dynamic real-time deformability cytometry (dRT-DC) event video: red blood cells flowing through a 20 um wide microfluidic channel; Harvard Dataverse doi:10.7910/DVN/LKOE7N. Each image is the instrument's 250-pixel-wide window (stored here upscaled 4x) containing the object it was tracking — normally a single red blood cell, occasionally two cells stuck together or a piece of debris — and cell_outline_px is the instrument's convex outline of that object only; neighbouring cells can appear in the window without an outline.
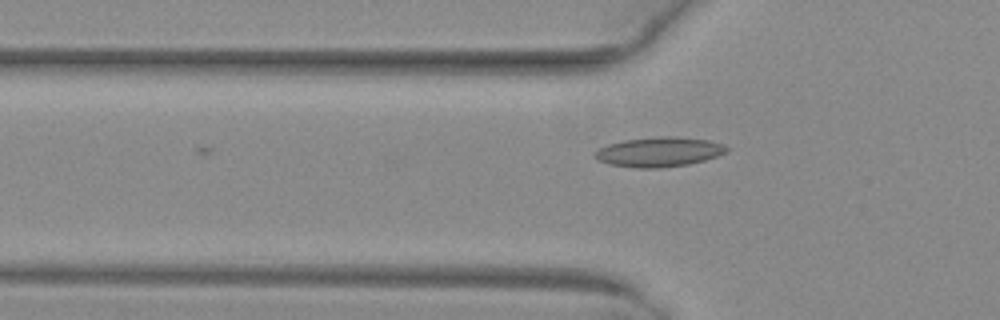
{"species": "common noctule bat (a hibernating species)", "species_latin": "Nyctalus noctula", "temperature_condition": "warm", "stored_images_in_passage": 7, "camera_frame_rate_fps": 3000, "um_per_image_px": 0.085, "animal": {"sex": "female", "body_mass_g": 29.2, "forearm_length_mm": 56.3}, "frame": {"image": 1, "passage_image": 7, "time_ms": 2.0, "image_size_px": [1000, 320], "cell_outline_px": [[728, 152], [704, 160], [688, 164], [660, 168], [636, 168], [612, 164], [596, 160], [592, 156], [592, 152], [608, 144], [624, 140], [660, 136], [676, 136], [708, 140], [724, 144], [728, 148]], "centroid_in_image_um": [56.0, 12.91], "position_along_channel_um": 69.8, "area_um2": 22.89}}